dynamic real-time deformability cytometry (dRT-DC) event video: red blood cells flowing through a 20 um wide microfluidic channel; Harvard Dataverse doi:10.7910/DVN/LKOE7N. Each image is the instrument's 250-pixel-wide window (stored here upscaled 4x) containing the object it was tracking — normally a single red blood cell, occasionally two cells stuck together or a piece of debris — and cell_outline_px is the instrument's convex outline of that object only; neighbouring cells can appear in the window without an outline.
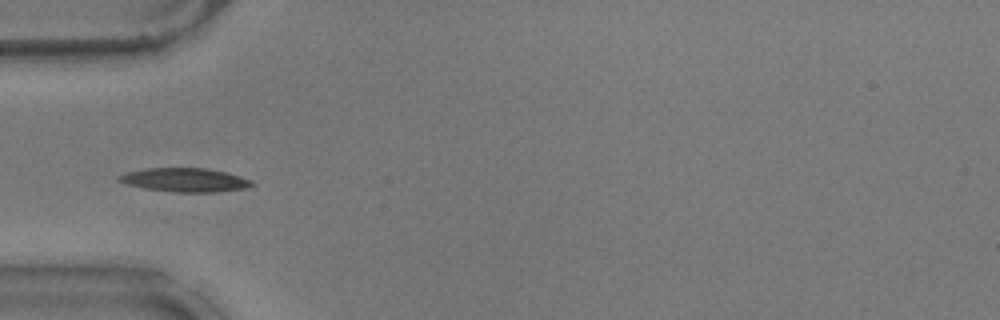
{"species": "common noctule bat (a hibernating species)", "species_latin": "Nyctalus noctula", "temperature_condition": "warm", "stored_images_in_passage": 38, "camera_frame_rate_fps": 3000, "um_per_image_px": 0.085, "animal": {"sex": "male", "body_mass_g": 17.9}, "frame": {"image": 1, "passage_image": 1, "time_ms": 0.0, "image_size_px": [1000, 320], "cell_outline_px": [[256, 184], [244, 188], [216, 192], [176, 192], [144, 188], [128, 184], [116, 180], [116, 176], [128, 172], [148, 168], [208, 168], [240, 176], [252, 180]], "centroid_in_image_um": [15.72, 15.29], "position_along_channel_um": 69.3, "area_um2": 18.32}}
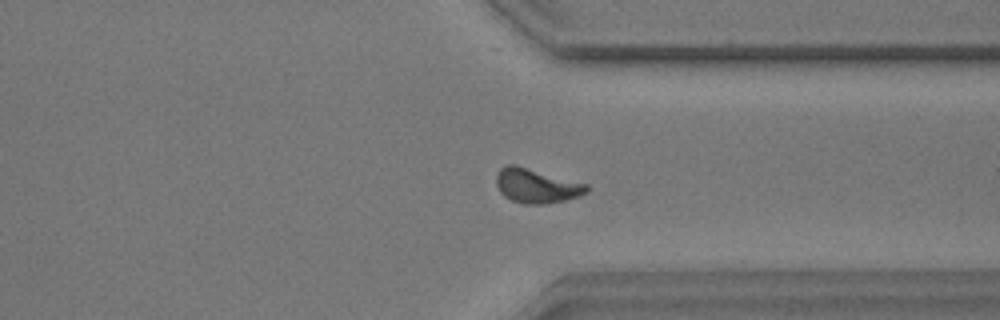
{"frame": {"image": 2, "passage_image": 25, "time_ms": 8.0, "image_size_px": [1000, 320], "cell_outline_px": [[588, 192], [580, 196], [564, 200], [544, 204], [524, 204], [512, 200], [504, 196], [500, 192], [496, 184], [496, 176], [500, 168], [504, 164], [516, 164], [588, 184]], "centroid_in_image_um": [45.59, 15.78], "position_along_channel_um": 365.8, "area_um2": 18.26}}
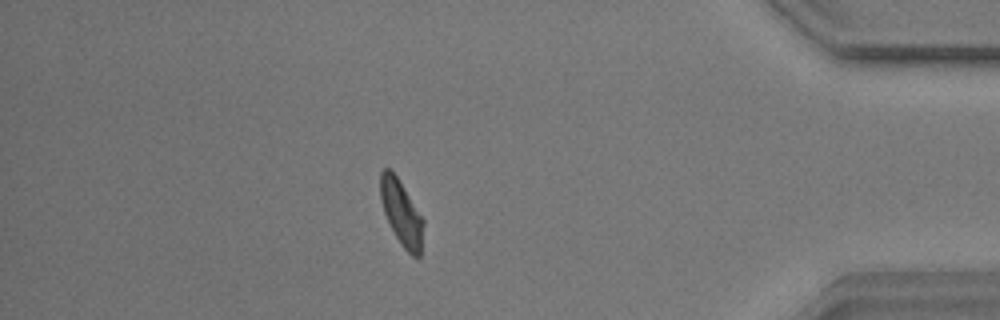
{"frame": {"image": 3, "passage_image": 31, "time_ms": 10.0, "image_size_px": [1000, 320], "cell_outline_px": [[424, 224], [420, 256], [412, 256], [400, 244], [384, 212], [380, 200], [380, 172], [384, 168], [388, 168], [396, 176], [424, 220]], "centroid_in_image_um": [34.11, 18.11], "position_along_channel_um": 401.1, "area_um2": 15.95}, "authors_computed_cell_mechanics": {"area_um2": 16.9643, "velocity_mm_per_s": 3.7066, "shape_relaxation_time_tau1_ms": 2.7182, "shape_relaxation_time_tau2_ms": 2.5958, "deformation_change_tau1": 0.1344, "deformation_change_tau2": 0.0691}}